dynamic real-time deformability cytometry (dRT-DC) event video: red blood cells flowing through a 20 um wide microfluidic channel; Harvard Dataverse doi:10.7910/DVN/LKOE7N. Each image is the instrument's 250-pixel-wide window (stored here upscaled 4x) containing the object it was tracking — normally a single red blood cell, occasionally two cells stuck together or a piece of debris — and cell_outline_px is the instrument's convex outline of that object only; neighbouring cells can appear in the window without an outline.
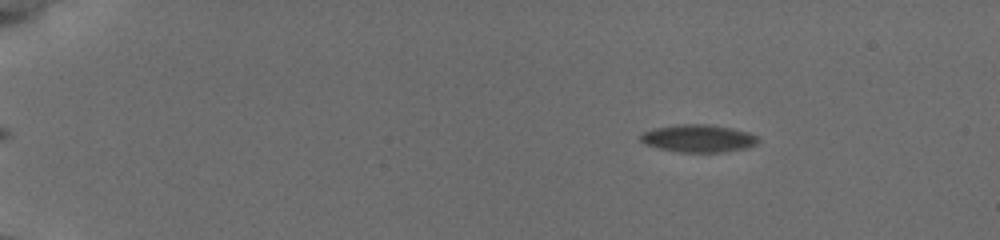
{"species": "common noctule bat (a hibernating species)", "species_latin": "Nyctalus noctula", "temperature_condition": "cold", "stored_images_in_passage": 56, "camera_frame_rate_fps": 3000, "um_per_image_px": 0.085, "animal": {"sex": "female", "body_mass_g": 19.5, "forearm_length_mm": 54.1}, "frame": {"image": 1, "passage_image": 9, "time_ms": 2.667, "image_size_px": [1000, 240], "cell_outline_px": [[760, 140], [756, 144], [744, 148], [720, 152], [680, 152], [660, 148], [648, 144], [640, 140], [640, 136], [644, 132], [656, 128], [684, 124], [704, 124], [728, 128], [748, 132], [756, 136]], "centroid_in_image_um": [59.38, 11.77], "position_along_channel_um": 25.6, "area_um2": 18.32}}
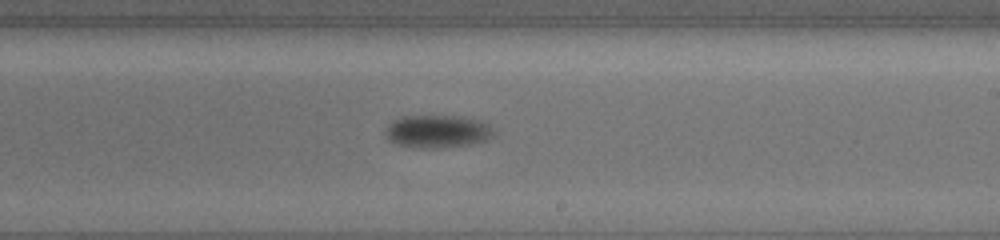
{"frame": {"image": 2, "passage_image": 36, "time_ms": 11.667, "image_size_px": [1000, 240], "cell_outline_px": [[492, 136], [488, 140], [472, 144], [432, 148], [416, 148], [400, 144], [388, 140], [388, 128], [392, 120], [404, 116], [460, 116], [480, 120], [488, 124], [492, 132]], "centroid_in_image_um": [37.21, 11.16], "position_along_channel_um": 251.8, "area_um2": 20.35}}
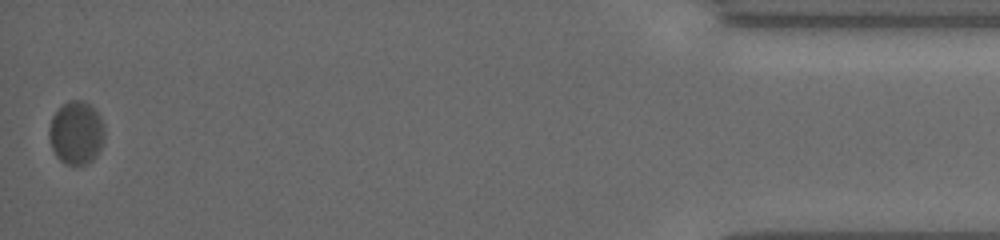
{"frame": {"image": 3, "passage_image": 56, "time_ms": 18.333, "image_size_px": [1000, 240], "cell_outline_px": [[104, 132], [100, 148], [92, 160], [76, 168], [64, 164], [56, 156], [52, 148], [48, 136], [48, 132], [52, 116], [64, 104], [72, 100], [84, 100], [96, 112], [100, 120]], "centroid_in_image_um": [6.43, 11.34], "position_along_channel_um": 428.8, "area_um2": 20.17}, "authors_computed_cell_mechanics": {"area_um2": 19.3052, "velocity_mm_per_s": 3.7645, "shape_relaxation_time_tau1_ms": 2.1513, "shape_relaxation_time_tau2_ms": null, "deformation_change_tau1": 0.069, "deformation_change_tau2": null}}